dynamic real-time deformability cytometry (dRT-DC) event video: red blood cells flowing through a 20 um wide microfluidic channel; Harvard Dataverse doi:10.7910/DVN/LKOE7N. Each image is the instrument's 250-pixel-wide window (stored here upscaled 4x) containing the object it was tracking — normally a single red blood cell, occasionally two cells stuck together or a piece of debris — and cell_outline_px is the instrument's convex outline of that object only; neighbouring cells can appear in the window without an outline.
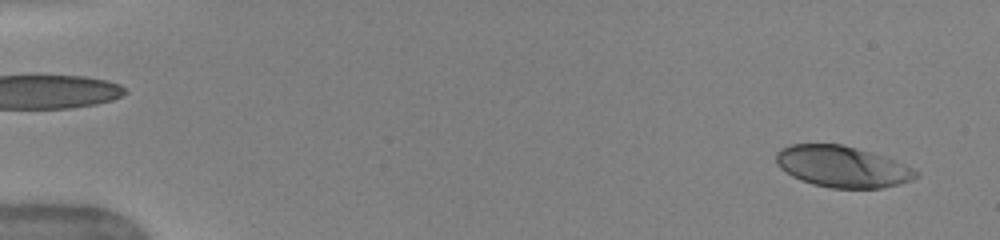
{"species": "human", "species_latin": "Homo sapiens", "temperature_condition": "warm", "stored_images_in_passage": 49, "camera_frame_rate_fps": 3000, "um_per_image_px": 0.085, "donor": {"sex": "female"}, "frame": {"image": 1, "passage_image": 2, "time_ms": 0.333, "image_size_px": [1000, 240], "cell_outline_px": [[920, 176], [912, 180], [900, 184], [880, 188], [832, 188], [812, 184], [800, 180], [792, 176], [780, 168], [776, 164], [776, 152], [792, 144], [840, 144], [856, 148], [884, 156], [912, 168], [920, 172]], "centroid_in_image_um": [71.6, 14.17], "position_along_channel_um": 13.4, "area_um2": 33.52}}
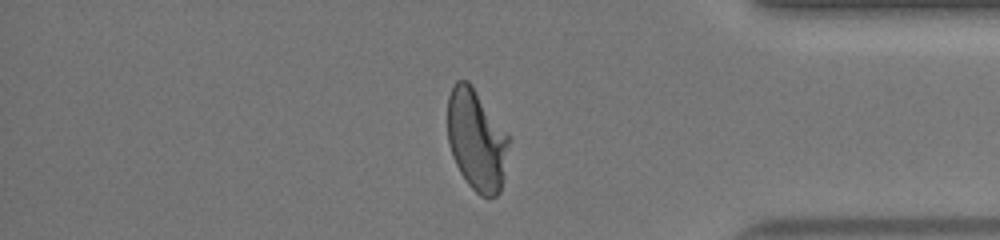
{"frame": {"image": 2, "passage_image": 42, "time_ms": 13.667, "image_size_px": [1000, 240], "cell_outline_px": [[508, 144], [504, 176], [500, 192], [496, 196], [488, 200], [480, 196], [468, 184], [460, 172], [452, 156], [448, 144], [448, 96], [456, 80], [468, 80], [472, 84], [508, 136]], "centroid_in_image_um": [40.49, 11.93], "position_along_channel_um": 394.7, "area_um2": 36.01}}
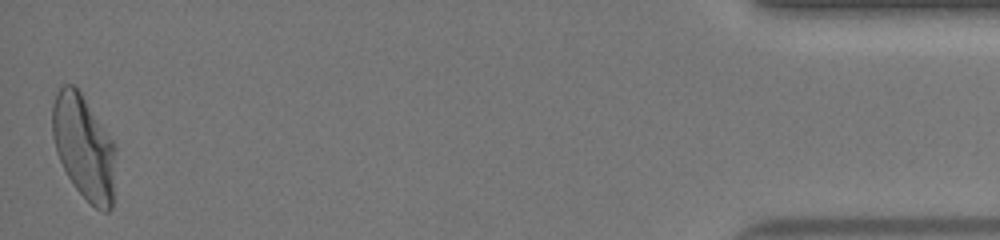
{"frame": {"image": 3, "passage_image": 49, "time_ms": 16.0, "image_size_px": [1000, 240], "cell_outline_px": [[112, 208], [108, 212], [104, 212], [96, 208], [72, 184], [56, 152], [52, 136], [52, 104], [56, 92], [64, 84], [72, 84], [80, 92], [112, 140]], "centroid_in_image_um": [7.05, 12.48], "position_along_channel_um": 428.1, "area_um2": 37.22}, "authors_computed_cell_mechanics": {"area_um2": 35.6048, "velocity_mm_per_s": 4.0369, "shape_relaxation_time_tau1_ms": 5.0002, "shape_relaxation_time_tau2_ms": 0.7486, "deformation_change_tau1": 0.2051, "deformation_change_tau2": 0.0599}}